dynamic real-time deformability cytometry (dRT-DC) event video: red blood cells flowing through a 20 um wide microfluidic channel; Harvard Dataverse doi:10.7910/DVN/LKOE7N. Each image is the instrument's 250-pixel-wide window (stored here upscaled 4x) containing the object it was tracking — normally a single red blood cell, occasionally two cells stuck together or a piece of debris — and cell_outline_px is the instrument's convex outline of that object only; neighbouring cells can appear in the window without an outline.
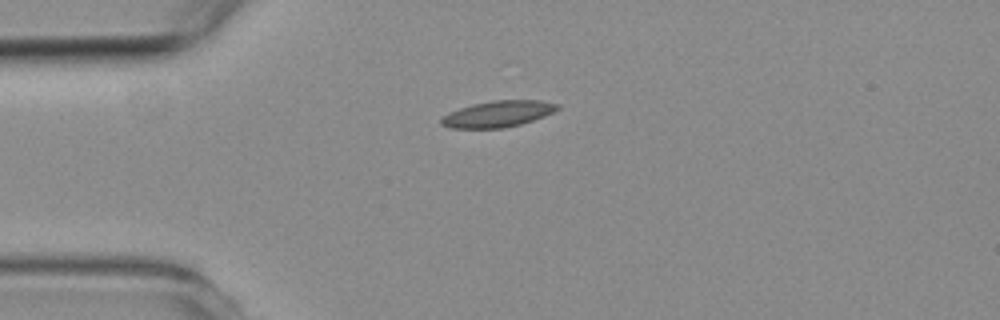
{"species": "common noctule bat (a hibernating species)", "species_latin": "Nyctalus noctula", "temperature_condition": "room temperature", "stored_images_in_passage": 3, "camera_frame_rate_fps": 3000, "um_per_image_px": 0.085, "animal": {"sex": "female", "body_mass_g": 19.3, "forearm_length_mm": 54.1}, "frame": {"image": 1, "passage_image": 1, "time_ms": 0.0, "image_size_px": [1000, 320], "cell_outline_px": [[560, 108], [544, 116], [520, 124], [504, 128], [452, 128], [440, 124], [440, 120], [444, 116], [460, 108], [472, 104], [492, 100], [540, 100], [560, 104]], "centroid_in_image_um": [42.35, 9.68], "position_along_channel_um": 42.7, "area_um2": 17.63}}
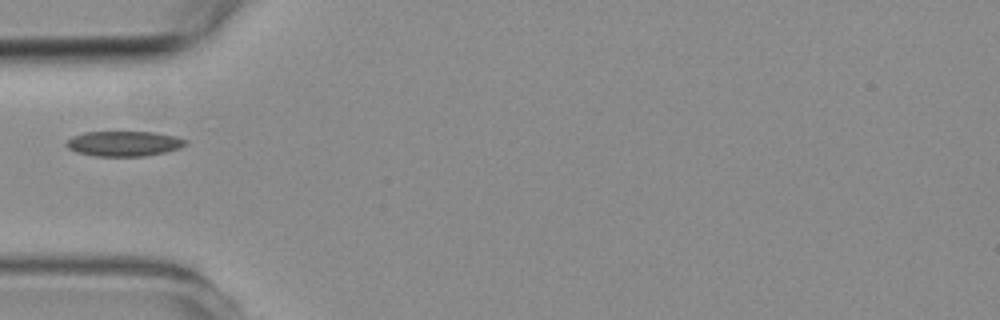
{"frame": {"image": 2, "passage_image": 2, "time_ms": 1.333, "image_size_px": [1000, 320], "cell_outline_px": [[188, 144], [180, 148], [164, 152], [144, 156], [96, 156], [76, 152], [68, 148], [64, 144], [72, 136], [84, 132], [156, 132], [176, 136], [188, 140]], "centroid_in_image_um": [10.55, 12.2], "position_along_channel_um": 74.4, "area_um2": 17.57}}
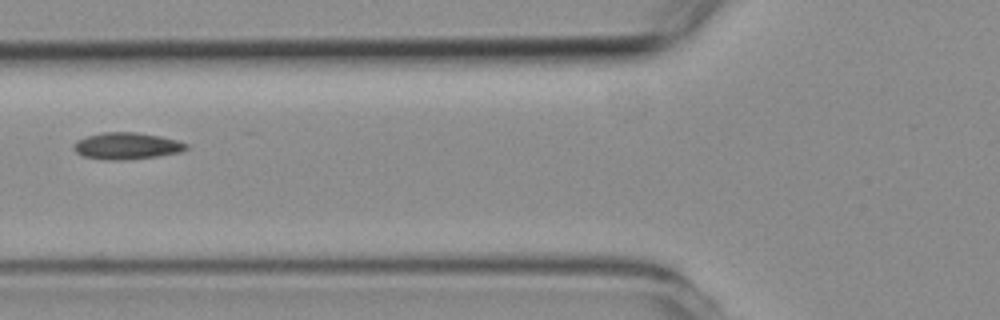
{"frame": {"image": 3, "passage_image": 3, "time_ms": 2.333, "image_size_px": [1000, 320], "cell_outline_px": [[188, 148], [180, 152], [156, 156], [124, 160], [104, 160], [84, 156], [76, 152], [72, 148], [72, 144], [76, 140], [100, 132], [136, 132], [160, 136], [176, 140], [188, 144]], "centroid_in_image_um": [10.73, 12.4], "position_along_channel_um": 115.1, "area_um2": 17.57}}